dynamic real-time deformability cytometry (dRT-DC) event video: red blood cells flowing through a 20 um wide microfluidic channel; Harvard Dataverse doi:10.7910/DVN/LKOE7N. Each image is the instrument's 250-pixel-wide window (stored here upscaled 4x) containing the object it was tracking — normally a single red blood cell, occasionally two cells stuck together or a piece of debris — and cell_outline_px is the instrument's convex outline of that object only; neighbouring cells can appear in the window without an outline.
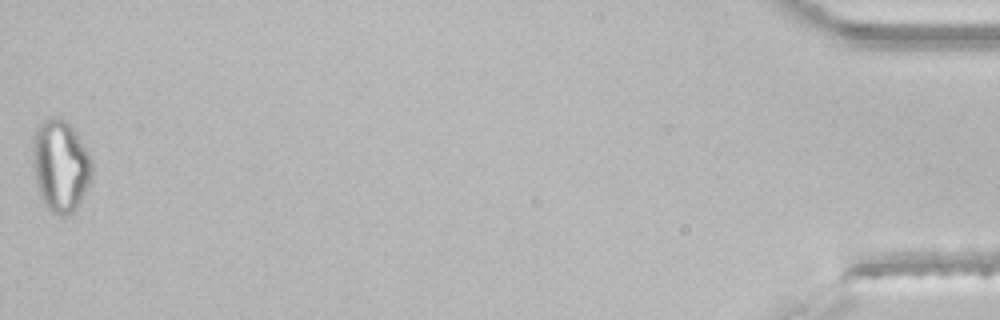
{"species": "common noctule bat (a hibernating species)", "species_latin": "Nyctalus noctula", "temperature_condition": "room temperature", "stored_images_in_passage": 47, "segment_of_instrument_passage": [2, 2], "camera_frame_rate_fps": 3000, "um_per_image_px": 0.085, "animal": {"sex": "male", "body_mass_g": 21.5, "forearm_length_mm": 52.0}, "frame": {"image": 1, "passage_image": 47, "time_ms": 15.333, "image_size_px": [1000, 320], "cell_outline_px": [[92, 176], [76, 208], [68, 216], [60, 216], [52, 212], [44, 204], [40, 196], [36, 184], [36, 124], [48, 116], [60, 116], [72, 128], [92, 156]], "centroid_in_image_um": [5.19, 14.08], "position_along_channel_um": 430.0, "area_um2": 31.04}}